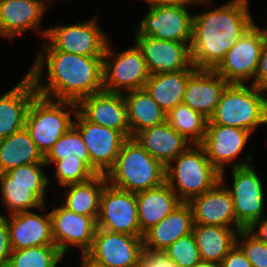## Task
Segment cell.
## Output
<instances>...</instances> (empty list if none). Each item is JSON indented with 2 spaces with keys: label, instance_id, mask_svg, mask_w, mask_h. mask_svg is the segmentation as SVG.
Returning a JSON list of instances; mask_svg holds the SVG:
<instances>
[{
  "label": "cell",
  "instance_id": "obj_1",
  "mask_svg": "<svg viewBox=\"0 0 267 267\" xmlns=\"http://www.w3.org/2000/svg\"><path fill=\"white\" fill-rule=\"evenodd\" d=\"M44 51L46 54H38L27 72L38 95L78 103L84 97L104 91L103 57L82 56L56 49ZM45 65L48 84L43 85L40 78Z\"/></svg>",
  "mask_w": 267,
  "mask_h": 267
},
{
  "label": "cell",
  "instance_id": "obj_2",
  "mask_svg": "<svg viewBox=\"0 0 267 267\" xmlns=\"http://www.w3.org/2000/svg\"><path fill=\"white\" fill-rule=\"evenodd\" d=\"M248 7V0H231L211 11L193 15L190 49L196 69L214 70L255 24Z\"/></svg>",
  "mask_w": 267,
  "mask_h": 267
},
{
  "label": "cell",
  "instance_id": "obj_3",
  "mask_svg": "<svg viewBox=\"0 0 267 267\" xmlns=\"http://www.w3.org/2000/svg\"><path fill=\"white\" fill-rule=\"evenodd\" d=\"M165 170L134 138H128L105 177L111 186L137 193L162 185Z\"/></svg>",
  "mask_w": 267,
  "mask_h": 267
},
{
  "label": "cell",
  "instance_id": "obj_4",
  "mask_svg": "<svg viewBox=\"0 0 267 267\" xmlns=\"http://www.w3.org/2000/svg\"><path fill=\"white\" fill-rule=\"evenodd\" d=\"M255 85L228 84L208 124L224 125L253 133L267 124V94Z\"/></svg>",
  "mask_w": 267,
  "mask_h": 267
},
{
  "label": "cell",
  "instance_id": "obj_5",
  "mask_svg": "<svg viewBox=\"0 0 267 267\" xmlns=\"http://www.w3.org/2000/svg\"><path fill=\"white\" fill-rule=\"evenodd\" d=\"M165 170V182L182 202L212 189L221 181V172L211 164L201 144H192Z\"/></svg>",
  "mask_w": 267,
  "mask_h": 267
},
{
  "label": "cell",
  "instance_id": "obj_6",
  "mask_svg": "<svg viewBox=\"0 0 267 267\" xmlns=\"http://www.w3.org/2000/svg\"><path fill=\"white\" fill-rule=\"evenodd\" d=\"M66 107L70 109L68 112L64 111ZM71 111L74 114L77 112V103L38 94L33 98L27 111L25 128L43 156L73 126Z\"/></svg>",
  "mask_w": 267,
  "mask_h": 267
},
{
  "label": "cell",
  "instance_id": "obj_7",
  "mask_svg": "<svg viewBox=\"0 0 267 267\" xmlns=\"http://www.w3.org/2000/svg\"><path fill=\"white\" fill-rule=\"evenodd\" d=\"M187 1L151 3L144 18L139 22L136 35L156 39L191 43L193 16Z\"/></svg>",
  "mask_w": 267,
  "mask_h": 267
},
{
  "label": "cell",
  "instance_id": "obj_8",
  "mask_svg": "<svg viewBox=\"0 0 267 267\" xmlns=\"http://www.w3.org/2000/svg\"><path fill=\"white\" fill-rule=\"evenodd\" d=\"M112 55L115 62L111 59ZM149 75L143 53L136 43L134 47L114 53L108 42L103 56L104 91L124 93L143 89ZM123 88L126 91L123 92Z\"/></svg>",
  "mask_w": 267,
  "mask_h": 267
},
{
  "label": "cell",
  "instance_id": "obj_9",
  "mask_svg": "<svg viewBox=\"0 0 267 267\" xmlns=\"http://www.w3.org/2000/svg\"><path fill=\"white\" fill-rule=\"evenodd\" d=\"M251 155H246L245 161L232 166V188L227 189L232 195L235 215L238 224L248 229L256 220L263 217L264 192L263 185L251 164Z\"/></svg>",
  "mask_w": 267,
  "mask_h": 267
},
{
  "label": "cell",
  "instance_id": "obj_10",
  "mask_svg": "<svg viewBox=\"0 0 267 267\" xmlns=\"http://www.w3.org/2000/svg\"><path fill=\"white\" fill-rule=\"evenodd\" d=\"M266 36L264 29L254 24L226 53L214 71L229 84H244L250 79L255 80Z\"/></svg>",
  "mask_w": 267,
  "mask_h": 267
},
{
  "label": "cell",
  "instance_id": "obj_11",
  "mask_svg": "<svg viewBox=\"0 0 267 267\" xmlns=\"http://www.w3.org/2000/svg\"><path fill=\"white\" fill-rule=\"evenodd\" d=\"M45 38L49 40L43 47L45 49L91 57H103L109 42L95 18L83 23L51 27L47 29Z\"/></svg>",
  "mask_w": 267,
  "mask_h": 267
},
{
  "label": "cell",
  "instance_id": "obj_12",
  "mask_svg": "<svg viewBox=\"0 0 267 267\" xmlns=\"http://www.w3.org/2000/svg\"><path fill=\"white\" fill-rule=\"evenodd\" d=\"M97 228L141 236L136 193L106 184L100 197Z\"/></svg>",
  "mask_w": 267,
  "mask_h": 267
},
{
  "label": "cell",
  "instance_id": "obj_13",
  "mask_svg": "<svg viewBox=\"0 0 267 267\" xmlns=\"http://www.w3.org/2000/svg\"><path fill=\"white\" fill-rule=\"evenodd\" d=\"M75 117L73 126L80 132L88 148L90 168L96 174H106L114 165L127 138L120 131L89 122L78 111Z\"/></svg>",
  "mask_w": 267,
  "mask_h": 267
},
{
  "label": "cell",
  "instance_id": "obj_14",
  "mask_svg": "<svg viewBox=\"0 0 267 267\" xmlns=\"http://www.w3.org/2000/svg\"><path fill=\"white\" fill-rule=\"evenodd\" d=\"M142 247V236L97 228L93 245L86 254L105 267H137Z\"/></svg>",
  "mask_w": 267,
  "mask_h": 267
},
{
  "label": "cell",
  "instance_id": "obj_15",
  "mask_svg": "<svg viewBox=\"0 0 267 267\" xmlns=\"http://www.w3.org/2000/svg\"><path fill=\"white\" fill-rule=\"evenodd\" d=\"M135 43L143 53L150 75L196 69L191 60V43L144 35H135Z\"/></svg>",
  "mask_w": 267,
  "mask_h": 267
},
{
  "label": "cell",
  "instance_id": "obj_16",
  "mask_svg": "<svg viewBox=\"0 0 267 267\" xmlns=\"http://www.w3.org/2000/svg\"><path fill=\"white\" fill-rule=\"evenodd\" d=\"M55 246L65 255L69 244L76 245L86 254L93 245L97 222L90 216L80 215L63 205L49 212Z\"/></svg>",
  "mask_w": 267,
  "mask_h": 267
},
{
  "label": "cell",
  "instance_id": "obj_17",
  "mask_svg": "<svg viewBox=\"0 0 267 267\" xmlns=\"http://www.w3.org/2000/svg\"><path fill=\"white\" fill-rule=\"evenodd\" d=\"M77 111L89 122L120 131L130 138L127 104L123 93L102 91L82 98Z\"/></svg>",
  "mask_w": 267,
  "mask_h": 267
},
{
  "label": "cell",
  "instance_id": "obj_18",
  "mask_svg": "<svg viewBox=\"0 0 267 267\" xmlns=\"http://www.w3.org/2000/svg\"><path fill=\"white\" fill-rule=\"evenodd\" d=\"M224 173L225 171H221V181L215 187L188 202L193 212V223L226 227H233L234 223L236 230L240 231L243 228L237 222L234 202L225 185Z\"/></svg>",
  "mask_w": 267,
  "mask_h": 267
},
{
  "label": "cell",
  "instance_id": "obj_19",
  "mask_svg": "<svg viewBox=\"0 0 267 267\" xmlns=\"http://www.w3.org/2000/svg\"><path fill=\"white\" fill-rule=\"evenodd\" d=\"M45 0H0V36L10 40L30 29H38L45 37L47 30L39 29L47 9Z\"/></svg>",
  "mask_w": 267,
  "mask_h": 267
},
{
  "label": "cell",
  "instance_id": "obj_20",
  "mask_svg": "<svg viewBox=\"0 0 267 267\" xmlns=\"http://www.w3.org/2000/svg\"><path fill=\"white\" fill-rule=\"evenodd\" d=\"M251 134L248 130L236 127L207 124L201 145L211 164L221 172L226 164L236 160Z\"/></svg>",
  "mask_w": 267,
  "mask_h": 267
},
{
  "label": "cell",
  "instance_id": "obj_21",
  "mask_svg": "<svg viewBox=\"0 0 267 267\" xmlns=\"http://www.w3.org/2000/svg\"><path fill=\"white\" fill-rule=\"evenodd\" d=\"M7 217L12 250L55 245L50 213L40 216L32 211H21Z\"/></svg>",
  "mask_w": 267,
  "mask_h": 267
},
{
  "label": "cell",
  "instance_id": "obj_22",
  "mask_svg": "<svg viewBox=\"0 0 267 267\" xmlns=\"http://www.w3.org/2000/svg\"><path fill=\"white\" fill-rule=\"evenodd\" d=\"M36 95L35 84L26 74L14 88L0 97V139L25 128L27 111Z\"/></svg>",
  "mask_w": 267,
  "mask_h": 267
},
{
  "label": "cell",
  "instance_id": "obj_23",
  "mask_svg": "<svg viewBox=\"0 0 267 267\" xmlns=\"http://www.w3.org/2000/svg\"><path fill=\"white\" fill-rule=\"evenodd\" d=\"M228 84L214 70L197 69L188 79L183 103L209 120Z\"/></svg>",
  "mask_w": 267,
  "mask_h": 267
},
{
  "label": "cell",
  "instance_id": "obj_24",
  "mask_svg": "<svg viewBox=\"0 0 267 267\" xmlns=\"http://www.w3.org/2000/svg\"><path fill=\"white\" fill-rule=\"evenodd\" d=\"M133 138L165 167L192 145L167 122L144 129Z\"/></svg>",
  "mask_w": 267,
  "mask_h": 267
},
{
  "label": "cell",
  "instance_id": "obj_25",
  "mask_svg": "<svg viewBox=\"0 0 267 267\" xmlns=\"http://www.w3.org/2000/svg\"><path fill=\"white\" fill-rule=\"evenodd\" d=\"M193 212L188 202H182L158 224L143 234V246L164 251L180 237L192 232Z\"/></svg>",
  "mask_w": 267,
  "mask_h": 267
},
{
  "label": "cell",
  "instance_id": "obj_26",
  "mask_svg": "<svg viewBox=\"0 0 267 267\" xmlns=\"http://www.w3.org/2000/svg\"><path fill=\"white\" fill-rule=\"evenodd\" d=\"M141 236L170 214L182 201L164 182L162 185L136 193Z\"/></svg>",
  "mask_w": 267,
  "mask_h": 267
},
{
  "label": "cell",
  "instance_id": "obj_27",
  "mask_svg": "<svg viewBox=\"0 0 267 267\" xmlns=\"http://www.w3.org/2000/svg\"><path fill=\"white\" fill-rule=\"evenodd\" d=\"M197 69L149 75L144 89L151 98L167 113L183 103L189 77Z\"/></svg>",
  "mask_w": 267,
  "mask_h": 267
},
{
  "label": "cell",
  "instance_id": "obj_28",
  "mask_svg": "<svg viewBox=\"0 0 267 267\" xmlns=\"http://www.w3.org/2000/svg\"><path fill=\"white\" fill-rule=\"evenodd\" d=\"M234 227L194 224L192 233L200 259L219 265L236 243L238 230Z\"/></svg>",
  "mask_w": 267,
  "mask_h": 267
},
{
  "label": "cell",
  "instance_id": "obj_29",
  "mask_svg": "<svg viewBox=\"0 0 267 267\" xmlns=\"http://www.w3.org/2000/svg\"><path fill=\"white\" fill-rule=\"evenodd\" d=\"M32 163H44V156L26 128L0 139V174Z\"/></svg>",
  "mask_w": 267,
  "mask_h": 267
},
{
  "label": "cell",
  "instance_id": "obj_30",
  "mask_svg": "<svg viewBox=\"0 0 267 267\" xmlns=\"http://www.w3.org/2000/svg\"><path fill=\"white\" fill-rule=\"evenodd\" d=\"M123 94L127 104L130 138L144 129L166 122L167 113L144 88L131 90Z\"/></svg>",
  "mask_w": 267,
  "mask_h": 267
},
{
  "label": "cell",
  "instance_id": "obj_31",
  "mask_svg": "<svg viewBox=\"0 0 267 267\" xmlns=\"http://www.w3.org/2000/svg\"><path fill=\"white\" fill-rule=\"evenodd\" d=\"M48 184L10 183L7 173L0 174L1 201L6 205L9 214L30 211V209L45 210V192Z\"/></svg>",
  "mask_w": 267,
  "mask_h": 267
},
{
  "label": "cell",
  "instance_id": "obj_32",
  "mask_svg": "<svg viewBox=\"0 0 267 267\" xmlns=\"http://www.w3.org/2000/svg\"><path fill=\"white\" fill-rule=\"evenodd\" d=\"M107 184L105 174H97L92 179L82 183L67 184L65 202L62 205L68 210L80 215L92 217L96 222L100 212V197Z\"/></svg>",
  "mask_w": 267,
  "mask_h": 267
},
{
  "label": "cell",
  "instance_id": "obj_33",
  "mask_svg": "<svg viewBox=\"0 0 267 267\" xmlns=\"http://www.w3.org/2000/svg\"><path fill=\"white\" fill-rule=\"evenodd\" d=\"M166 122L192 144H201L205 138L208 119L184 103L167 112Z\"/></svg>",
  "mask_w": 267,
  "mask_h": 267
},
{
  "label": "cell",
  "instance_id": "obj_34",
  "mask_svg": "<svg viewBox=\"0 0 267 267\" xmlns=\"http://www.w3.org/2000/svg\"><path fill=\"white\" fill-rule=\"evenodd\" d=\"M63 256L55 245L12 250L5 267H56Z\"/></svg>",
  "mask_w": 267,
  "mask_h": 267
},
{
  "label": "cell",
  "instance_id": "obj_35",
  "mask_svg": "<svg viewBox=\"0 0 267 267\" xmlns=\"http://www.w3.org/2000/svg\"><path fill=\"white\" fill-rule=\"evenodd\" d=\"M73 154L90 167L88 148L85 146L80 132L74 126L68 129L53 145L44 156V161H57Z\"/></svg>",
  "mask_w": 267,
  "mask_h": 267
},
{
  "label": "cell",
  "instance_id": "obj_36",
  "mask_svg": "<svg viewBox=\"0 0 267 267\" xmlns=\"http://www.w3.org/2000/svg\"><path fill=\"white\" fill-rule=\"evenodd\" d=\"M44 163L47 166L50 164L56 165L55 175L61 186L82 183L97 175L84 161L74 154L57 161H44Z\"/></svg>",
  "mask_w": 267,
  "mask_h": 267
},
{
  "label": "cell",
  "instance_id": "obj_37",
  "mask_svg": "<svg viewBox=\"0 0 267 267\" xmlns=\"http://www.w3.org/2000/svg\"><path fill=\"white\" fill-rule=\"evenodd\" d=\"M164 251L177 263L178 267H191L201 260L192 232L177 239Z\"/></svg>",
  "mask_w": 267,
  "mask_h": 267
},
{
  "label": "cell",
  "instance_id": "obj_38",
  "mask_svg": "<svg viewBox=\"0 0 267 267\" xmlns=\"http://www.w3.org/2000/svg\"><path fill=\"white\" fill-rule=\"evenodd\" d=\"M236 244L244 252L252 267H267V244L259 241L248 229L237 232Z\"/></svg>",
  "mask_w": 267,
  "mask_h": 267
},
{
  "label": "cell",
  "instance_id": "obj_39",
  "mask_svg": "<svg viewBox=\"0 0 267 267\" xmlns=\"http://www.w3.org/2000/svg\"><path fill=\"white\" fill-rule=\"evenodd\" d=\"M45 163H32L19 166L6 172L10 176V183L22 184H49V179L45 176L43 167Z\"/></svg>",
  "mask_w": 267,
  "mask_h": 267
},
{
  "label": "cell",
  "instance_id": "obj_40",
  "mask_svg": "<svg viewBox=\"0 0 267 267\" xmlns=\"http://www.w3.org/2000/svg\"><path fill=\"white\" fill-rule=\"evenodd\" d=\"M138 267H178L165 251L142 247Z\"/></svg>",
  "mask_w": 267,
  "mask_h": 267
},
{
  "label": "cell",
  "instance_id": "obj_41",
  "mask_svg": "<svg viewBox=\"0 0 267 267\" xmlns=\"http://www.w3.org/2000/svg\"><path fill=\"white\" fill-rule=\"evenodd\" d=\"M12 253L7 216L0 215V267H5Z\"/></svg>",
  "mask_w": 267,
  "mask_h": 267
},
{
  "label": "cell",
  "instance_id": "obj_42",
  "mask_svg": "<svg viewBox=\"0 0 267 267\" xmlns=\"http://www.w3.org/2000/svg\"><path fill=\"white\" fill-rule=\"evenodd\" d=\"M218 267H252V264L246 258L241 248L235 243Z\"/></svg>",
  "mask_w": 267,
  "mask_h": 267
},
{
  "label": "cell",
  "instance_id": "obj_43",
  "mask_svg": "<svg viewBox=\"0 0 267 267\" xmlns=\"http://www.w3.org/2000/svg\"><path fill=\"white\" fill-rule=\"evenodd\" d=\"M252 84L261 90L267 91V36L261 49L256 77Z\"/></svg>",
  "mask_w": 267,
  "mask_h": 267
},
{
  "label": "cell",
  "instance_id": "obj_44",
  "mask_svg": "<svg viewBox=\"0 0 267 267\" xmlns=\"http://www.w3.org/2000/svg\"><path fill=\"white\" fill-rule=\"evenodd\" d=\"M263 218V219H262ZM256 220L249 228L248 231L255 236L259 241L267 244V218ZM257 227V230H255Z\"/></svg>",
  "mask_w": 267,
  "mask_h": 267
},
{
  "label": "cell",
  "instance_id": "obj_45",
  "mask_svg": "<svg viewBox=\"0 0 267 267\" xmlns=\"http://www.w3.org/2000/svg\"><path fill=\"white\" fill-rule=\"evenodd\" d=\"M81 267H105L102 264L95 262L91 259L87 254H82V262Z\"/></svg>",
  "mask_w": 267,
  "mask_h": 267
},
{
  "label": "cell",
  "instance_id": "obj_46",
  "mask_svg": "<svg viewBox=\"0 0 267 267\" xmlns=\"http://www.w3.org/2000/svg\"><path fill=\"white\" fill-rule=\"evenodd\" d=\"M191 267H218V265L211 262L200 260L198 263L192 265Z\"/></svg>",
  "mask_w": 267,
  "mask_h": 267
},
{
  "label": "cell",
  "instance_id": "obj_47",
  "mask_svg": "<svg viewBox=\"0 0 267 267\" xmlns=\"http://www.w3.org/2000/svg\"><path fill=\"white\" fill-rule=\"evenodd\" d=\"M172 1H187V2H190L191 3V5L194 3V4H196V3H208L209 2V0H172Z\"/></svg>",
  "mask_w": 267,
  "mask_h": 267
},
{
  "label": "cell",
  "instance_id": "obj_48",
  "mask_svg": "<svg viewBox=\"0 0 267 267\" xmlns=\"http://www.w3.org/2000/svg\"><path fill=\"white\" fill-rule=\"evenodd\" d=\"M172 0H146L147 3H156V2H171Z\"/></svg>",
  "mask_w": 267,
  "mask_h": 267
}]
</instances>
